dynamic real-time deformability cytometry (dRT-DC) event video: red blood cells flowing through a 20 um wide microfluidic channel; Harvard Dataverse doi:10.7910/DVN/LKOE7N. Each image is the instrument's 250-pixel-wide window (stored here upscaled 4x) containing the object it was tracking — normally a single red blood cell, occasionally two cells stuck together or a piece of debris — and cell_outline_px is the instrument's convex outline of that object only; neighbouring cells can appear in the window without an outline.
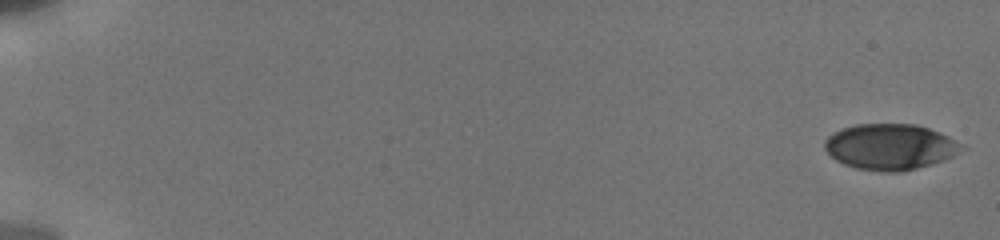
{"species": "human", "species_latin": "Homo sapiens", "temperature_condition": "cold", "stored_images_in_passage": 12, "camera_frame_rate_fps": 3000, "um_per_image_px": 0.085, "donor": {"sex": "male"}, "frame": {"image": 1, "passage_image": 1, "time_ms": 0.0, "image_size_px": [1000, 240], "cell_outline_px": [[968, 148], [944, 160], [932, 164], [900, 172], [884, 172], [856, 168], [844, 164], [836, 160], [824, 148], [824, 140], [832, 132], [840, 128], [856, 124], [916, 124], [940, 132], [948, 136]], "centroid_in_image_um": [75.66, 12.47], "position_along_channel_um": 9.3, "area_um2": 36.82}}
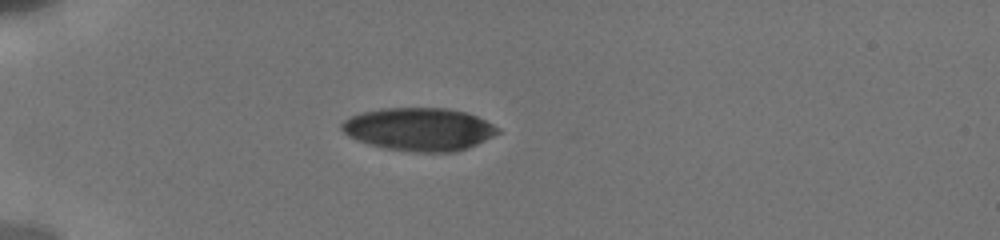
{"frame": {"image": 2, "passage_image": 10, "time_ms": 5.333, "image_size_px": [1000, 240], "cell_outline_px": [[500, 132], [476, 144], [456, 152], [412, 152], [384, 148], [356, 140], [348, 136], [340, 128], [340, 124], [344, 120], [352, 116], [364, 112], [380, 108], [448, 108], [464, 112], [476, 116], [500, 128]], "centroid_in_image_um": [35.6, 10.99], "position_along_channel_um": 49.4, "area_um2": 38.96}}
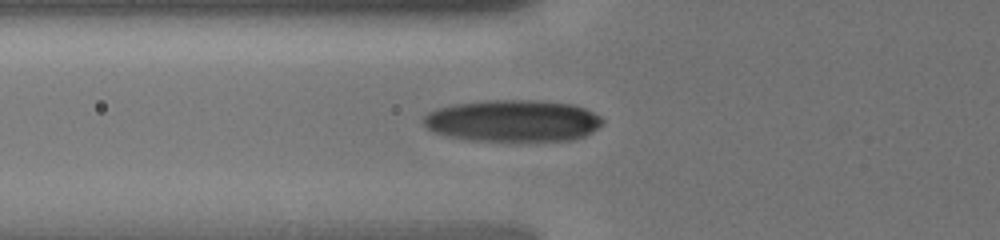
{"frame": {"image": 3, "passage_image": 12, "time_ms": 7.0, "image_size_px": [1000, 240], "cell_outline_px": [[604, 124], [592, 132], [584, 136], [572, 140], [468, 140], [448, 136], [436, 132], [428, 128], [424, 124], [424, 116], [428, 112], [436, 108], [456, 104], [488, 100], [544, 100], [572, 104], [584, 108], [600, 116], [604, 120]], "centroid_in_image_um": [43.63, 10.25], "position_along_channel_um": 82.2, "area_um2": 43.52}}